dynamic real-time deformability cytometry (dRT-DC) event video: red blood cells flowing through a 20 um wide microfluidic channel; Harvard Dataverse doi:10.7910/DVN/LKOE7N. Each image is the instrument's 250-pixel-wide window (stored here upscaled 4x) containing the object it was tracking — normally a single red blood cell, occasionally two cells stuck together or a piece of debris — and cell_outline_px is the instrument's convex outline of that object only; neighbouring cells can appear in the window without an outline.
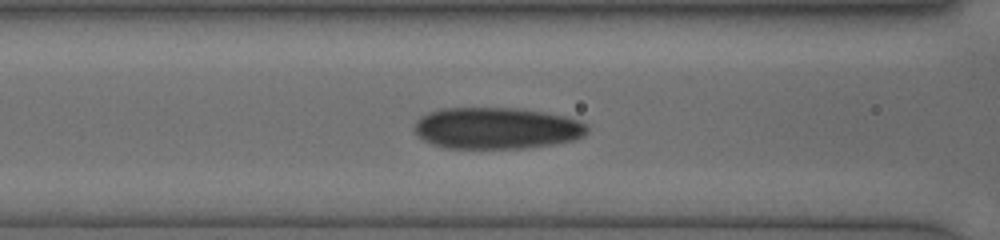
{"species": "human", "species_latin": "Homo sapiens", "temperature_condition": "cold", "stored_images_in_passage": 30, "camera_frame_rate_fps": 3000, "um_per_image_px": 0.085, "donor": {"sex": "female"}, "frame": {"image": 1, "passage_image": 6, "time_ms": 1.667, "image_size_px": [1000, 240], "cell_outline_px": [[588, 132], [584, 136], [576, 140], [556, 144], [524, 148], [444, 148], [432, 144], [424, 140], [412, 128], [416, 120], [420, 116], [428, 112], [440, 108], [516, 108], [564, 116], [588, 124]], "centroid_in_image_um": [42.2, 10.9], "position_along_channel_um": 124.4, "area_um2": 42.08}}
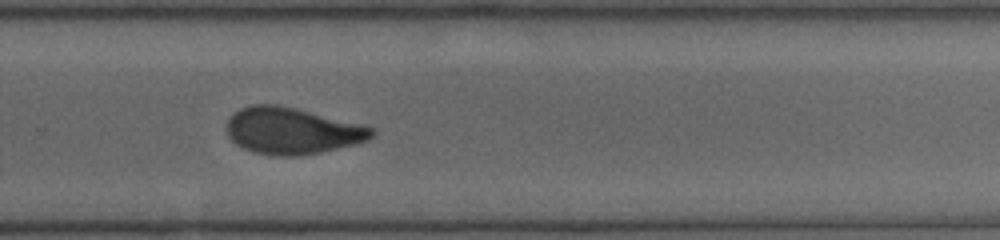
{"frame": {"image": 2, "passage_image": 19, "time_ms": 6.0, "image_size_px": [1000, 240], "cell_outline_px": [[376, 132], [368, 140], [320, 152], [300, 156], [276, 156], [256, 152], [244, 148], [236, 144], [228, 136], [228, 120], [240, 108], [252, 104], [276, 104], [296, 108], [364, 124], [372, 128]], "centroid_in_image_um": [24.84, 11.11], "position_along_channel_um": 305.0, "area_um2": 39.13}}
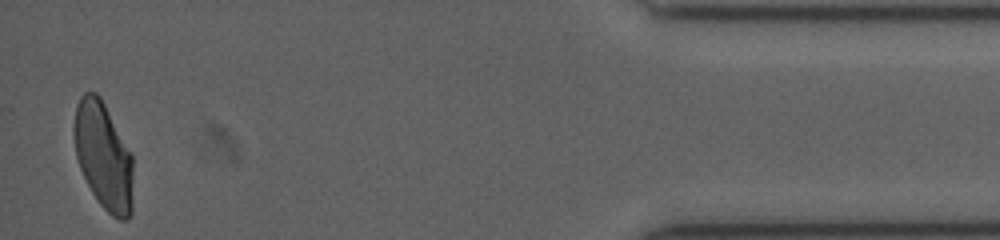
{"frame": {"image": 3, "passage_image": 30, "time_ms": 10.333, "image_size_px": [1000, 240], "cell_outline_px": [[132, 212], [128, 220], [120, 220], [112, 216], [96, 200], [80, 168], [76, 156], [72, 132], [72, 128], [76, 104], [80, 96], [84, 92], [96, 92], [100, 96], [132, 152]], "centroid_in_image_um": [8.78, 13.23], "position_along_channel_um": 426.4, "area_um2": 37.4}}